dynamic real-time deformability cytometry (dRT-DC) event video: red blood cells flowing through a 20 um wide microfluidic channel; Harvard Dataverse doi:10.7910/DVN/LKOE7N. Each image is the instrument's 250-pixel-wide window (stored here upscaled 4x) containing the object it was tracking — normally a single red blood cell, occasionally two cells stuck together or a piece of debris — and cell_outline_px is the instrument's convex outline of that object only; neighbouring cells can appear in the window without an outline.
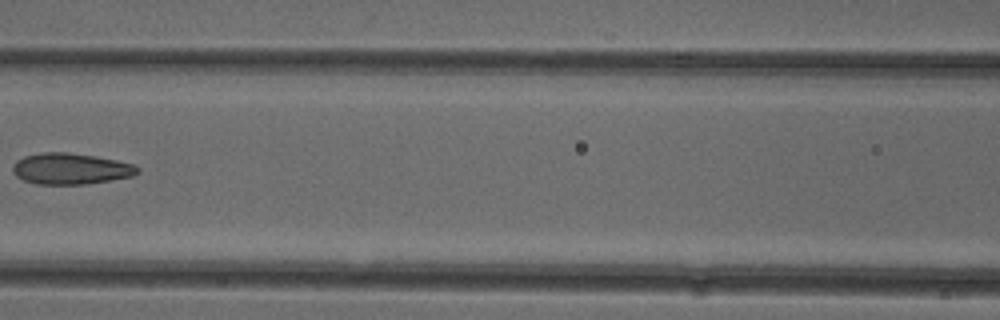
{"species": "common noctule bat (a hibernating species)", "species_latin": "Nyctalus noctula", "temperature_condition": "cold", "stored_images_in_passage": 6, "camera_frame_rate_fps": 3000, "um_per_image_px": 0.085, "animal": {"sex": "female"}, "frame": {"image": 1, "passage_image": 6, "time_ms": 6.0, "image_size_px": [1000, 320], "cell_outline_px": [[140, 172], [132, 176], [84, 184], [36, 184], [24, 180], [16, 176], [12, 172], [12, 164], [16, 160], [24, 156], [44, 152], [68, 152], [96, 156], [116, 160], [132, 164], [140, 168]], "centroid_in_image_um": [5.97, 14.33], "position_along_channel_um": 160.6, "area_um2": 22.66}}